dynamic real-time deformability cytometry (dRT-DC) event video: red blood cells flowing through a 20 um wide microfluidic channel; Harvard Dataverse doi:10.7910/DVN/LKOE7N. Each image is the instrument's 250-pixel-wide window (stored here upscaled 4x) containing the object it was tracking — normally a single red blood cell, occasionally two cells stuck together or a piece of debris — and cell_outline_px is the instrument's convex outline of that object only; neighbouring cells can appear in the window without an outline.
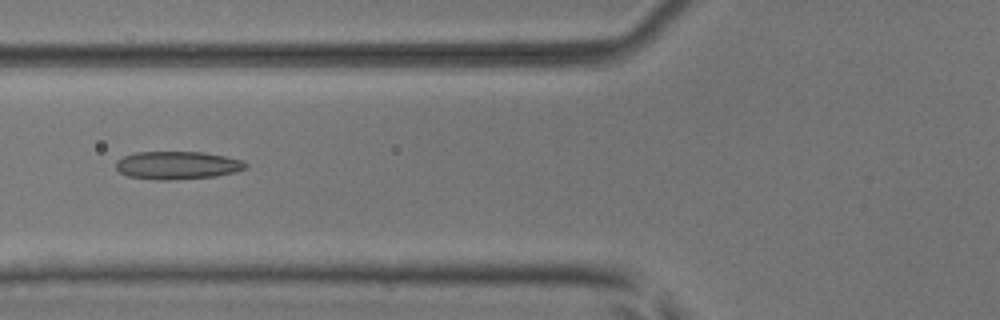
{"species": "common noctule bat (a hibernating species)", "species_latin": "Nyctalus noctula", "temperature_condition": "room temperature", "stored_images_in_passage": 51, "camera_frame_rate_fps": 3000, "um_per_image_px": 0.085, "animal": {"sex": "male", "body_mass_g": 17.9, "forearm_length_mm": 54.2}, "frame": {"image": 1, "passage_image": 20, "time_ms": 6.333, "image_size_px": [1000, 320], "cell_outline_px": [[248, 168], [236, 172], [216, 176], [172, 180], [156, 180], [128, 176], [120, 172], [116, 168], [116, 160], [124, 156], [136, 152], [204, 152], [244, 160], [248, 164]], "centroid_in_image_um": [15.11, 14.05], "position_along_channel_um": 110.7, "area_um2": 21.33}}
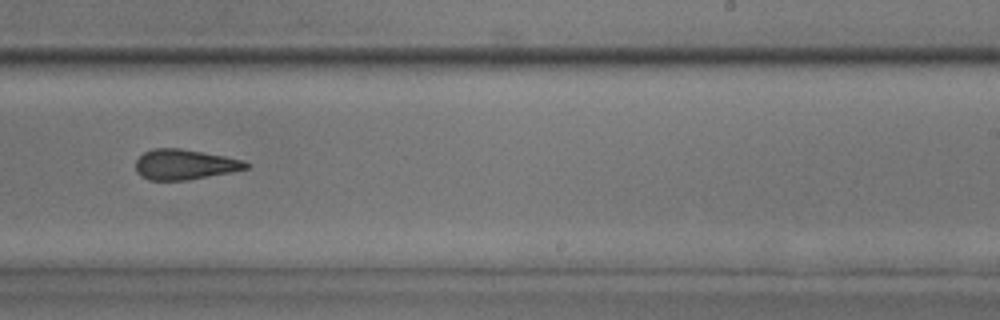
{"frame": {"image": 2, "passage_image": 32, "time_ms": 10.333, "image_size_px": [1000, 320], "cell_outline_px": [[248, 168], [232, 172], [188, 180], [148, 180], [140, 176], [136, 172], [136, 160], [144, 152], [152, 148], [180, 148], [224, 156], [244, 160], [248, 164]], "centroid_in_image_um": [15.67, 13.98], "position_along_channel_um": 273.3, "area_um2": 19.48}}
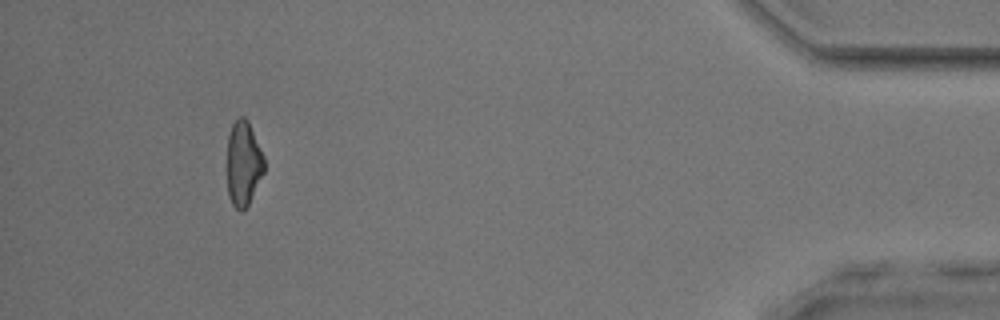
{"frame": {"image": 3, "passage_image": 47, "time_ms": 15.333, "image_size_px": [1000, 320], "cell_outline_px": [[264, 172], [244, 212], [240, 212], [232, 204], [228, 196], [228, 136], [232, 124], [240, 116], [244, 116], [248, 120], [264, 156]], "centroid_in_image_um": [20.69, 13.9], "position_along_channel_um": 414.5, "area_um2": 18.26}, "authors_computed_cell_mechanics": {"area_um2": 20.1144, "velocity_mm_per_s": 4.0797, "shape_relaxation_time_tau1_ms": 9.6536, "shape_relaxation_time_tau2_ms": 2.7246, "deformation_change_tau1": 0.2531, "deformation_change_tau2": 0.1356}}